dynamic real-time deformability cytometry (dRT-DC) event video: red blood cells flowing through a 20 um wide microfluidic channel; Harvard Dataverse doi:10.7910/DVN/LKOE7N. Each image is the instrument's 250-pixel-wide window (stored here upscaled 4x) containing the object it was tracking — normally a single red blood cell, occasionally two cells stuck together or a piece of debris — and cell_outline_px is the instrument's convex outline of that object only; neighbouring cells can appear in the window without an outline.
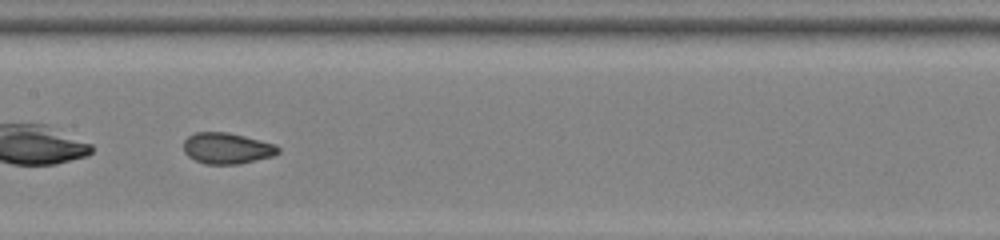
{"species": "common noctule bat (a hibernating species)", "species_latin": "Nyctalus noctula", "temperature_condition": "room temperature", "stored_images_in_passage": 32, "camera_frame_rate_fps": 3000, "um_per_image_px": 0.085, "animal": {"sex": "female", "body_mass_g": 22.0, "forearm_length_mm": 56.7}, "frame": {"image": 1, "passage_image": 10, "time_ms": 3.0, "image_size_px": [1000, 240], "cell_outline_px": [[280, 152], [272, 156], [240, 164], [204, 164], [188, 156], [184, 152], [184, 140], [188, 136], [196, 132], [228, 132], [276, 144], [280, 148]], "centroid_in_image_um": [19.3, 12.6], "position_along_channel_um": 188.1, "area_um2": 17.17}, "authors_computed_cell_mechanics": {"area_um2": 17.8313, "velocity_mm_per_s": 4.0275, "shape_relaxation_time_tau1_ms": 5.6463, "shape_relaxation_time_tau2_ms": null, "deformation_change_tau1": 0.1505, "deformation_change_tau2": null}}